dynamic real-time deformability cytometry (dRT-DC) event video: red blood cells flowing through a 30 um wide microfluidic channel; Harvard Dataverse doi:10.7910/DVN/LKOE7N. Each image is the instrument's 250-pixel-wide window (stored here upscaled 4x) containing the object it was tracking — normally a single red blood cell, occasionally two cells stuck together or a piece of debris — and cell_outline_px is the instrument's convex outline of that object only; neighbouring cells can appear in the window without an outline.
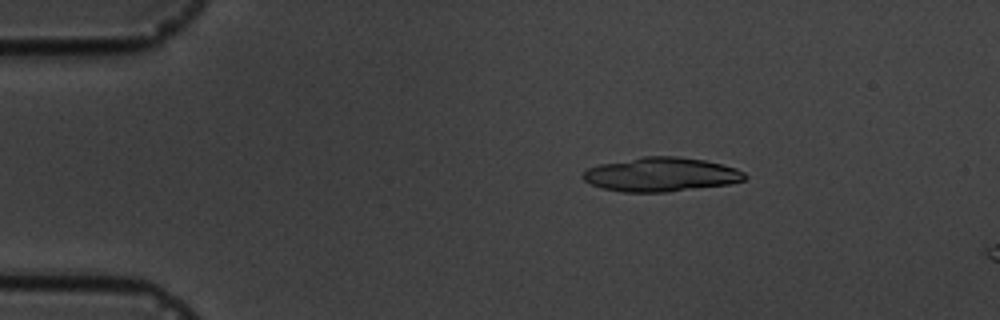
{"species": "common noctule bat (a hibernating species)", "species_latin": "Nyctalus noctula", "temperature_condition": "cold", "stored_images_in_passage": 6, "camera_frame_rate_fps": 3000, "um_per_image_px": 0.085, "animal": {"sex": "male", "body_mass_g": 19.5, "forearm_length_mm": 54.6}, "frame": {"image": 1, "passage_image": 3, "time_ms": 2.333, "image_size_px": [1000, 320], "cell_outline_px": [[748, 176], [744, 180], [728, 184], [668, 192], [624, 192], [600, 188], [584, 180], [580, 176], [588, 168], [600, 164], [644, 156], [676, 156], [704, 160], [736, 168], [744, 172]], "centroid_in_image_um": [56.17, 14.83], "position_along_channel_um": 28.8, "area_um2": 32.08}}